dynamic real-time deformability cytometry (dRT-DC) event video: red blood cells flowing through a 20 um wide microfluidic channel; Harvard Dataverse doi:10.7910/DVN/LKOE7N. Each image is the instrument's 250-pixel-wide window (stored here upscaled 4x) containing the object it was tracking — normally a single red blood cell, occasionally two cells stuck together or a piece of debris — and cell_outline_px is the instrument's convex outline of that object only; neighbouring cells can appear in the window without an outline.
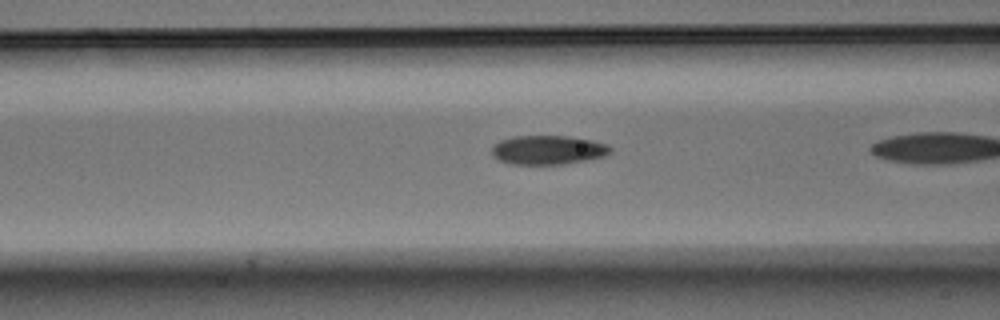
{"species": "Egyptian fruit bat (a non-hibernating species)", "species_latin": "Rousettus aegyptiacus", "temperature_condition": "warm", "stored_images_in_passage": 8, "camera_frame_rate_fps": 3000, "um_per_image_px": 0.085, "animal": {"sex": "male"}, "frame": {"image": 1, "passage_image": 6, "time_ms": 1.667, "image_size_px": [1000, 320], "cell_outline_px": [[612, 152], [604, 156], [564, 164], [508, 164], [496, 160], [492, 156], [492, 144], [500, 140], [512, 136], [568, 136], [592, 140], [608, 144], [612, 148]], "centroid_in_image_um": [46.54, 12.74], "position_along_channel_um": 120.1, "area_um2": 20.35}}